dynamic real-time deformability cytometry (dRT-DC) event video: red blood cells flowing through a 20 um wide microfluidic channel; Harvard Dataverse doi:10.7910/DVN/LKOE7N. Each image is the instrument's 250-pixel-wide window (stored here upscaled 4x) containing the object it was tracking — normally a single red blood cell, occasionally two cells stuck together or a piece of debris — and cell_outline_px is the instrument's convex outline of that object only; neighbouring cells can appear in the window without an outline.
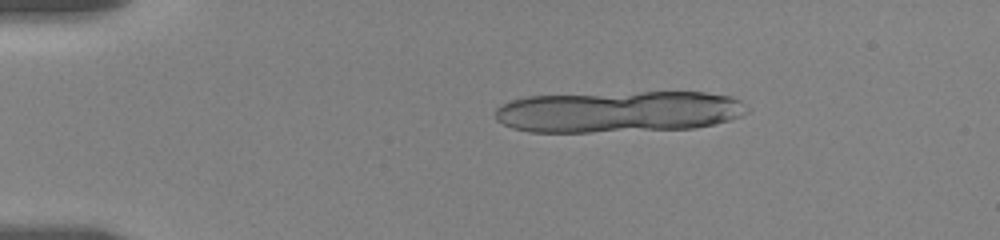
{"species": "human", "species_latin": "Homo sapiens", "temperature_condition": "room temperature", "stored_images_in_passage": 14, "camera_frame_rate_fps": 3000, "um_per_image_px": 0.085, "donor": {"sex": "female"}, "frame": {"image": 1, "passage_image": 7, "time_ms": 2.333, "image_size_px": [1000, 240], "cell_outline_px": [[748, 112], [740, 116], [728, 120], [696, 128], [592, 132], [528, 132], [512, 128], [496, 120], [496, 108], [508, 100], [528, 96], [640, 92], [704, 92], [732, 96], [740, 100], [748, 108]], "centroid_in_image_um": [52.57, 9.49], "position_along_channel_um": 32.4, "area_um2": 61.09}}